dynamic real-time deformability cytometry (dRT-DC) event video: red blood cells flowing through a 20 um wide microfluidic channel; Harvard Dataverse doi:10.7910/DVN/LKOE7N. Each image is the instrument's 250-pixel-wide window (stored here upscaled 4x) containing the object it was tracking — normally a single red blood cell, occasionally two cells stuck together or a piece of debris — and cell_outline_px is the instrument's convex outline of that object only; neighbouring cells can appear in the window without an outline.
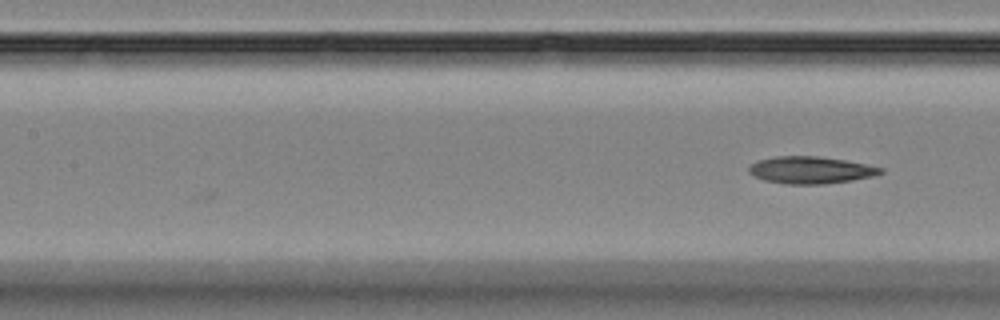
{"species": "Egyptian fruit bat (a non-hibernating species)", "species_latin": "Rousettus aegyptiacus", "temperature_condition": "room temperature", "stored_images_in_passage": 7, "camera_frame_rate_fps": 3000, "um_per_image_px": 0.085, "animal": {"sex": "female"}, "frame": {"image": 1, "passage_image": 7, "time_ms": 6.667, "image_size_px": [1000, 320], "cell_outline_px": [[884, 172], [872, 176], [824, 184], [784, 184], [764, 180], [752, 176], [748, 172], [748, 168], [756, 160], [776, 156], [816, 156], [844, 160], [884, 168]], "centroid_in_image_um": [68.84, 14.45], "position_along_channel_um": 138.6, "area_um2": 20.69}}